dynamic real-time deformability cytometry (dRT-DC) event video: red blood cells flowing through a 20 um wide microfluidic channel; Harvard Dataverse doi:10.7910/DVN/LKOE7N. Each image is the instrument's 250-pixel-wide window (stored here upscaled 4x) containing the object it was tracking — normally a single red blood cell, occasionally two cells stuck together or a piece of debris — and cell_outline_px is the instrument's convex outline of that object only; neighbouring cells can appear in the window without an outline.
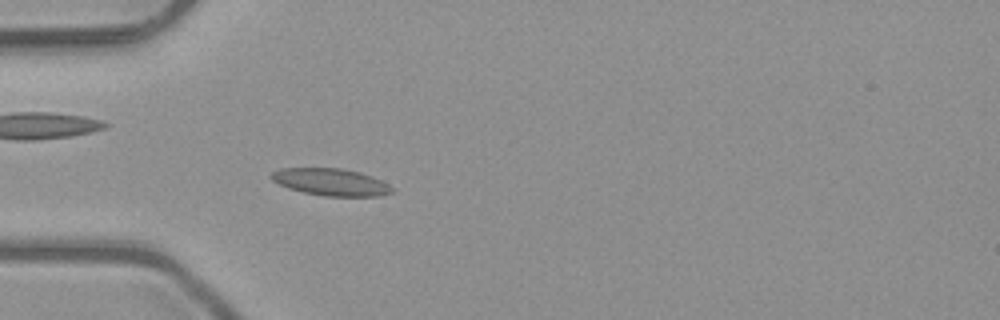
{"species": "common noctule bat (a hibernating species)", "species_latin": "Nyctalus noctula", "temperature_condition": "room temperature", "stored_images_in_passage": 4, "camera_frame_rate_fps": 3000, "um_per_image_px": 0.085, "animal": {"sex": "male", "body_mass_g": 23.1, "forearm_length_mm": 52.7}, "frame": {"image": 1, "passage_image": 4, "time_ms": 1.0, "image_size_px": [1000, 320], "cell_outline_px": [[396, 192], [380, 196], [324, 196], [304, 192], [288, 188], [272, 180], [268, 176], [272, 172], [280, 168], [340, 168], [360, 172], [380, 180], [388, 184]], "centroid_in_image_um": [28.12, 15.47], "position_along_channel_um": 56.9, "area_um2": 19.07}}